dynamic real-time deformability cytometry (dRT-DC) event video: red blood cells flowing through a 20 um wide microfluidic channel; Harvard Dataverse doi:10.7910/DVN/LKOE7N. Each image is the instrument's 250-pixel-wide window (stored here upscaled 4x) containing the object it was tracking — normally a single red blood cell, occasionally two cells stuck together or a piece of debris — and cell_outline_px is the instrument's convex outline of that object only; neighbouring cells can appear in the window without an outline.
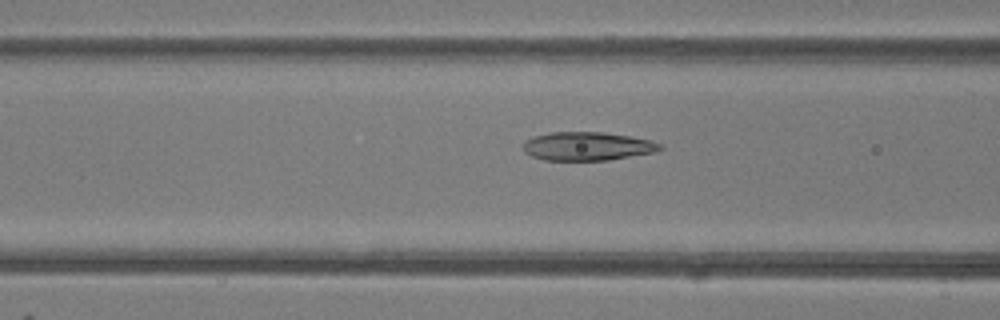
{"species": "common noctule bat (a hibernating species)", "species_latin": "Nyctalus noctula", "temperature_condition": "room temperature", "stored_images_in_passage": 35, "camera_frame_rate_fps": 3000, "um_per_image_px": 0.085, "animal": {"sex": "female"}, "frame": {"image": 1, "passage_image": 5, "time_ms": 1.333, "image_size_px": [1000, 320], "cell_outline_px": [[664, 148], [656, 152], [608, 160], [544, 160], [532, 156], [524, 152], [524, 140], [532, 136], [552, 132], [604, 132], [652, 140], [660, 144]], "centroid_in_image_um": [49.92, 12.43], "position_along_channel_um": 116.7, "area_um2": 22.83}}
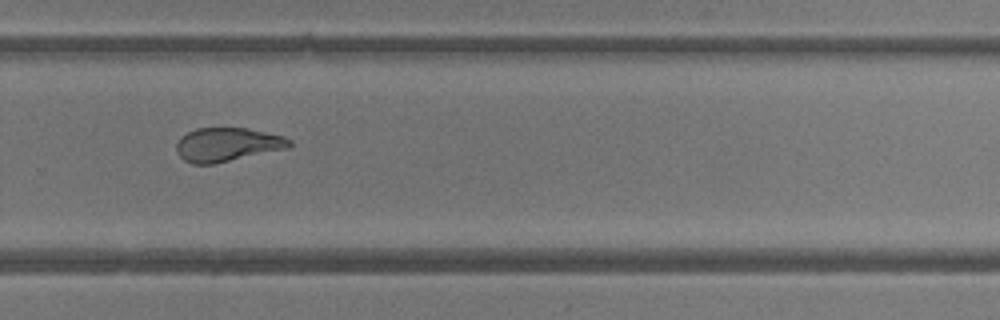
{"frame": {"image": 2, "passage_image": 19, "time_ms": 6.0, "image_size_px": [1000, 320], "cell_outline_px": [[292, 144], [288, 148], [212, 164], [192, 164], [184, 160], [176, 152], [176, 144], [180, 136], [196, 128], [248, 128], [284, 136], [292, 140]], "centroid_in_image_um": [19.3, 12.28], "position_along_channel_um": 310.5, "area_um2": 22.25}}
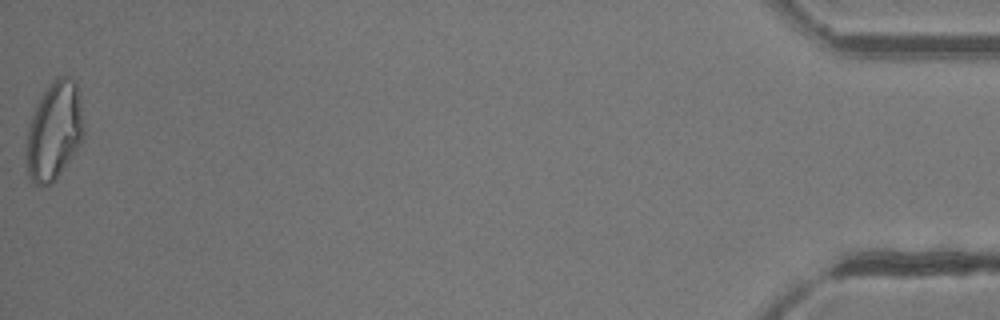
{"frame": {"image": 3, "passage_image": 35, "time_ms": 11.333, "image_size_px": [1000, 320], "cell_outline_px": [[84, 132], [80, 144], [56, 180], [52, 184], [40, 188], [28, 176], [24, 152], [28, 128], [36, 104], [52, 80], [56, 76], [72, 76], [76, 80], [80, 96], [84, 124]], "centroid_in_image_um": [4.6, 11.14], "position_along_channel_um": 430.6, "area_um2": 33.58}, "authors_computed_cell_mechanics": {"area_um2": 23.0044, "velocity_mm_per_s": 4.154, "shape_relaxation_time_tau1_ms": 6.5684, "shape_relaxation_time_tau2_ms": 1.6852, "deformation_change_tau1": 0.2202, "deformation_change_tau2": 0.1025}}